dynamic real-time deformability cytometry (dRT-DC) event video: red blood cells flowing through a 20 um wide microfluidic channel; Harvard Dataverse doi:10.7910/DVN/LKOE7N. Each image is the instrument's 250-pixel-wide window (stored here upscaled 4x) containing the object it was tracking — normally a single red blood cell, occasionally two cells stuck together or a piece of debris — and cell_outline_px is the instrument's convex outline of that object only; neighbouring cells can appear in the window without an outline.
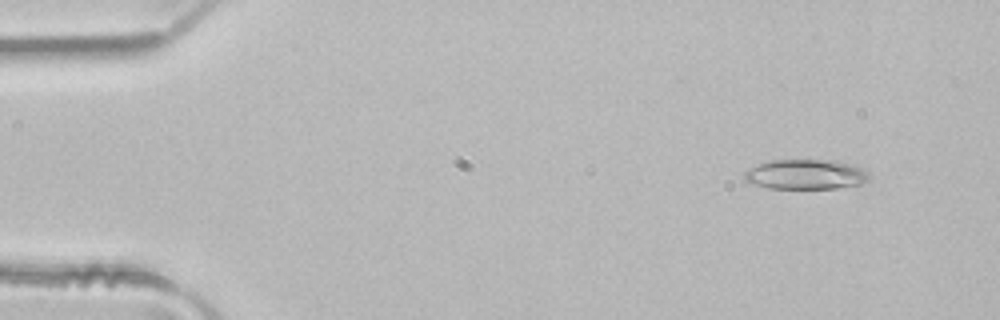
{"species": "common noctule bat (a hibernating species)", "species_latin": "Nyctalus noctula", "temperature_condition": "room temperature", "stored_images_in_passage": 3, "camera_frame_rate_fps": 3000, "um_per_image_px": 0.085, "animal": {"sex": "male", "body_mass_g": 21.5, "forearm_length_mm": 52.0}, "frame": {"image": 1, "passage_image": 2, "time_ms": 0.333, "image_size_px": [1000, 320], "cell_outline_px": [[872, 176], [868, 180], [860, 184], [836, 188], [768, 188], [748, 184], [744, 180], [744, 172], [748, 168], [756, 164], [768, 160], [836, 160], [852, 164], [864, 168]], "centroid_in_image_um": [68.46, 14.81], "position_along_channel_um": 16.5, "area_um2": 22.2}}